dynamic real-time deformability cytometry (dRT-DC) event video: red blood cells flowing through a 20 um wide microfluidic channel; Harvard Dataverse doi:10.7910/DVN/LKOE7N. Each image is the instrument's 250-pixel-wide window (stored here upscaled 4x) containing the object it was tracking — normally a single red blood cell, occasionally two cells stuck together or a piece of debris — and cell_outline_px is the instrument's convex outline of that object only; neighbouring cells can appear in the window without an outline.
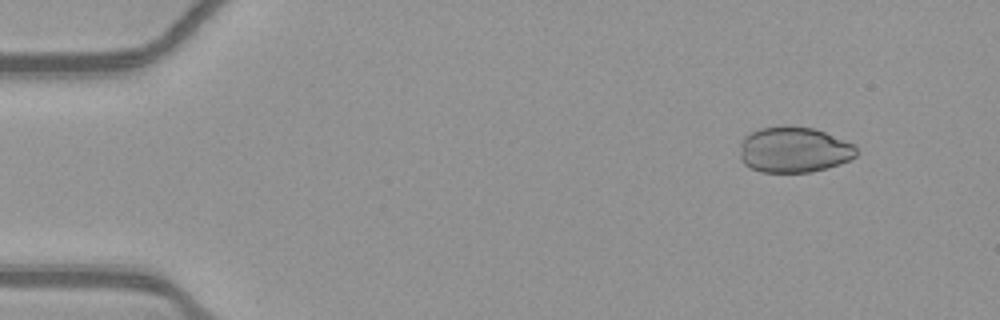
{"species": "common noctule bat (a hibernating species)", "species_latin": "Nyctalus noctula", "temperature_condition": "warm", "stored_images_in_passage": 53, "camera_frame_rate_fps": 3000, "um_per_image_px": 0.085, "animal": {"sex": "female", "body_mass_g": 21.9}, "frame": {"image": 1, "passage_image": 6, "time_ms": 1.667, "image_size_px": [1000, 320], "cell_outline_px": [[856, 156], [840, 164], [812, 172], [760, 172], [744, 164], [740, 160], [740, 144], [744, 136], [760, 128], [812, 128], [824, 132], [856, 144]], "centroid_in_image_um": [67.48, 12.76], "position_along_channel_um": 17.5, "area_um2": 30.63}}